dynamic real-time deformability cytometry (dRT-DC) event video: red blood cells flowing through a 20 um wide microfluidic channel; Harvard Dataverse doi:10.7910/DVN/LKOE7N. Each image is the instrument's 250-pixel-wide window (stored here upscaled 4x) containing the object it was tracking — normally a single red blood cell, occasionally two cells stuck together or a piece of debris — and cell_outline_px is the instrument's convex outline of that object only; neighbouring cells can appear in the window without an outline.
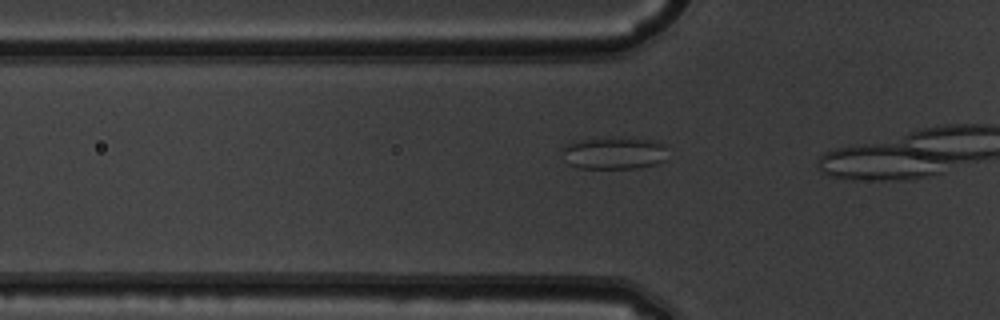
{"species": "common noctule bat (a hibernating species)", "species_latin": "Nyctalus noctula", "temperature_condition": "warm", "stored_images_in_passage": 11, "camera_frame_rate_fps": 3000, "um_per_image_px": 0.085, "animal": {"sex": "male", "body_mass_g": 19.5, "forearm_length_mm": 54.6}, "frame": {"image": 1, "passage_image": 8, "time_ms": 2.333, "image_size_px": [1000, 320], "cell_outline_px": [[664, 160], [656, 164], [636, 168], [580, 168], [568, 164], [560, 148], [568, 144], [584, 140], [612, 136], [652, 140], [664, 144]], "centroid_in_image_um": [52.17, 13.0], "position_along_channel_um": 73.6, "area_um2": 19.77}}